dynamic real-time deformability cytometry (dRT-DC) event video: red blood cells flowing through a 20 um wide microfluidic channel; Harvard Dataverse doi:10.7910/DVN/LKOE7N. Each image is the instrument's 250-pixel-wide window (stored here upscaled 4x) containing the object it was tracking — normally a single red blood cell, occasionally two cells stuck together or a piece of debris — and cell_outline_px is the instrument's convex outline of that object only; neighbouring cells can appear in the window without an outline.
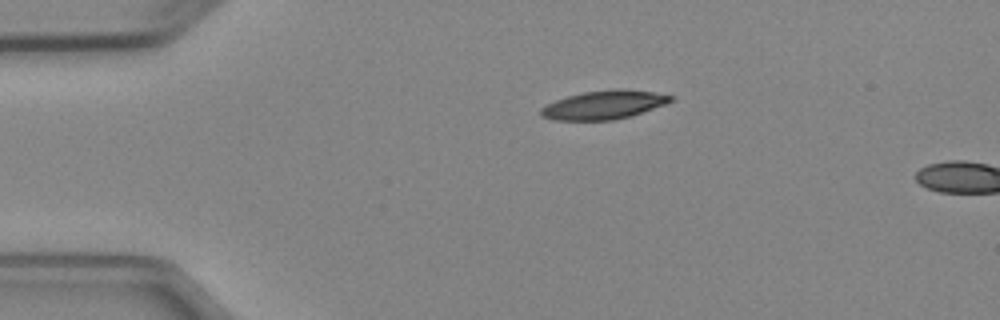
{"species": "Egyptian fruit bat (a non-hibernating species)", "species_latin": "Rousettus aegyptiacus", "temperature_condition": "cold", "stored_images_in_passage": 2, "camera_frame_rate_fps": 3000, "um_per_image_px": 0.085, "animal": {"sex": "female"}, "frame": {"image": 1, "passage_image": 1, "time_ms": 0.0, "image_size_px": [1000, 320], "cell_outline_px": [[672, 100], [664, 104], [632, 116], [612, 120], [552, 120], [540, 116], [540, 108], [556, 100], [568, 96], [584, 92], [616, 88], [624, 88], [652, 92], [672, 96]], "centroid_in_image_um": [51.29, 8.91], "position_along_channel_um": 33.7, "area_um2": 21.56}}